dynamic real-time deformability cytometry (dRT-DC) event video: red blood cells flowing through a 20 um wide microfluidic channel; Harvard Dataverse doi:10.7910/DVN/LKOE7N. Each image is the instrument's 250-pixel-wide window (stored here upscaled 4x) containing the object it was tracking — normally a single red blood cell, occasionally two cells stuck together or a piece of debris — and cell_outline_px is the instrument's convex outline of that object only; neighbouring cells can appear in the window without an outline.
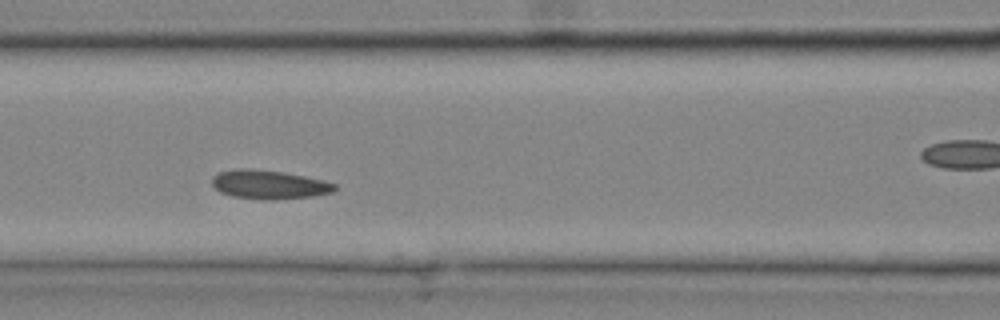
{"species": "common noctule bat (a hibernating species)", "species_latin": "Nyctalus noctula", "temperature_condition": "cold", "stored_images_in_passage": 29, "camera_frame_rate_fps": 3000, "um_per_image_px": 0.085, "animal": {"sex": "male", "body_mass_g": 20.4}, "frame": {"image": 1, "passage_image": 13, "time_ms": 4.0, "image_size_px": [1000, 320], "cell_outline_px": [[336, 188], [332, 192], [312, 196], [272, 200], [260, 200], [232, 196], [220, 192], [212, 184], [212, 176], [220, 172], [236, 168], [252, 168], [284, 172], [324, 180], [336, 184]], "centroid_in_image_um": [22.84, 15.68], "position_along_channel_um": 143.8, "area_um2": 20.75}}